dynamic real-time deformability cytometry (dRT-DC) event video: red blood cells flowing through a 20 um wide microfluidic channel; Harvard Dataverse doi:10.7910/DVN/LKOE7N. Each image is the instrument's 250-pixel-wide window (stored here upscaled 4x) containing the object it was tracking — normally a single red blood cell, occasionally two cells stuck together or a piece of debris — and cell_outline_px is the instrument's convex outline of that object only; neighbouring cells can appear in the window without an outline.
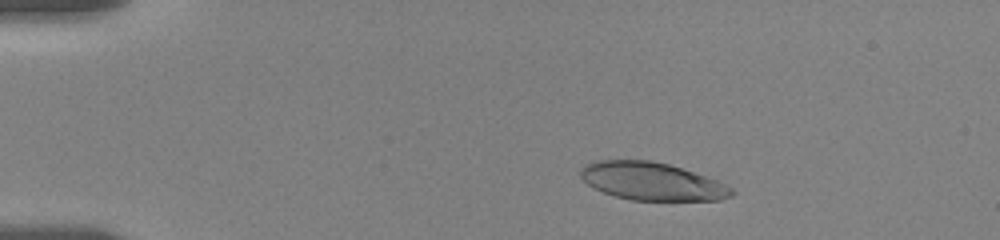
{"species": "human", "species_latin": "Homo sapiens", "temperature_condition": "room temperature", "stored_images_in_passage": 49, "camera_frame_rate_fps": 3000, "um_per_image_px": 0.085, "donor": {"sex": "female"}, "frame": {"image": 1, "passage_image": 9, "time_ms": 2.667, "image_size_px": [1000, 240], "cell_outline_px": [[736, 192], [732, 196], [720, 200], [632, 200], [616, 196], [604, 192], [588, 184], [580, 176], [580, 168], [584, 164], [596, 160], [648, 160], [668, 164], [716, 180], [732, 188]], "centroid_in_image_um": [55.39, 15.41], "position_along_channel_um": 29.6, "area_um2": 33.0}}
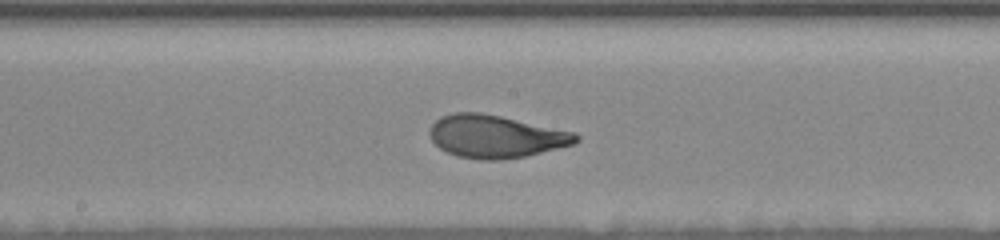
{"frame": {"image": 2, "passage_image": 30, "time_ms": 9.667, "image_size_px": [1000, 240], "cell_outline_px": [[580, 140], [576, 144], [524, 156], [492, 160], [480, 160], [456, 156], [440, 148], [432, 140], [428, 132], [428, 128], [440, 116], [452, 112], [480, 112], [500, 116], [576, 132], [580, 136]], "centroid_in_image_um": [42.13, 11.59], "position_along_channel_um": 206.1, "area_um2": 36.53}}
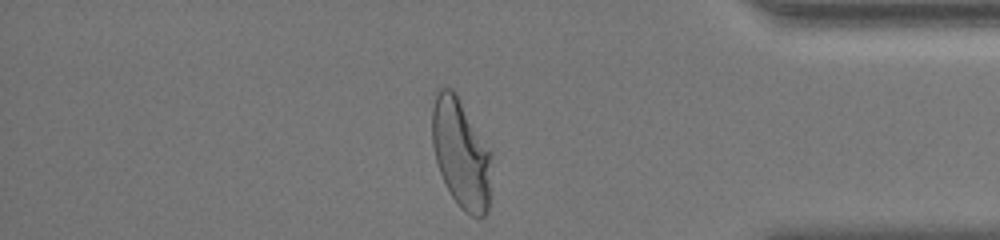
{"frame": {"image": 3, "passage_image": 48, "time_ms": 15.667, "image_size_px": [1000, 240], "cell_outline_px": [[492, 156], [488, 212], [484, 216], [472, 216], [464, 212], [460, 208], [452, 196], [440, 172], [436, 160], [432, 144], [432, 108], [436, 88], [452, 88], [456, 92], [492, 152]], "centroid_in_image_um": [39.19, 13.02], "position_along_channel_um": 396.0, "area_um2": 38.15}, "authors_computed_cell_mechanics": {"area_um2": 35.7782, "velocity_mm_per_s": 3.5093, "shape_relaxation_time_tau1_ms": 4.8684, "shape_relaxation_time_tau2_ms": null, "deformation_change_tau1": 0.199, "deformation_change_tau2": null}}